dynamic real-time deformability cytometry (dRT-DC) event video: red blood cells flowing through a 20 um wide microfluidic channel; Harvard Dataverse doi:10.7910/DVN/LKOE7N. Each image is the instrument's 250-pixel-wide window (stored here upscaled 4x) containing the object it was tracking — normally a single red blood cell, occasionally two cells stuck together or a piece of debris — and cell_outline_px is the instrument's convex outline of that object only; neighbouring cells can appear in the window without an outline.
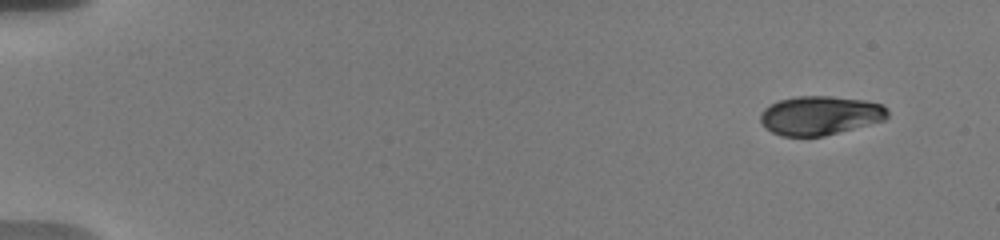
{"species": "human", "species_latin": "Homo sapiens", "temperature_condition": "warm", "stored_images_in_passage": 26, "camera_frame_rate_fps": 3000, "um_per_image_px": 0.085, "donor": {"sex": "male"}, "frame": {"image": 1, "passage_image": 1, "time_ms": 0.0, "image_size_px": [1000, 240], "cell_outline_px": [[888, 116], [884, 120], [824, 136], [780, 136], [764, 128], [760, 120], [760, 116], [764, 108], [780, 100], [796, 96], [832, 96], [864, 100], [884, 104], [888, 112]], "centroid_in_image_um": [69.7, 9.81], "position_along_channel_um": 15.3, "area_um2": 28.9}}
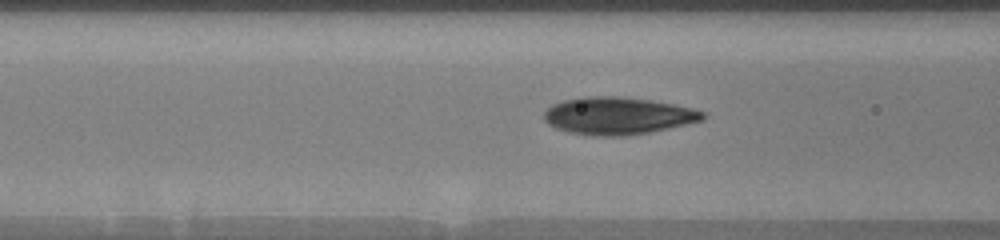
{"frame": {"image": 2, "passage_image": 15, "time_ms": 6.667, "image_size_px": [1000, 240], "cell_outline_px": [[704, 120], [668, 128], [628, 136], [596, 136], [568, 132], [556, 128], [548, 124], [544, 120], [544, 112], [552, 104], [564, 100], [580, 96], [620, 96], [652, 100], [676, 104], [692, 108], [704, 112]], "centroid_in_image_um": [52.5, 9.83], "position_along_channel_um": 114.1, "area_um2": 34.74}}
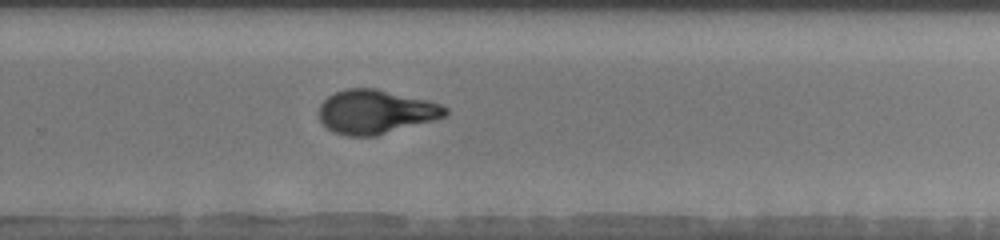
{"frame": {"image": 3, "passage_image": 26, "time_ms": 11.667, "image_size_px": [1000, 240], "cell_outline_px": [[448, 116], [376, 136], [348, 136], [332, 132], [320, 120], [320, 104], [328, 96], [344, 88], [376, 88], [428, 100], [440, 104], [448, 108]], "centroid_in_image_um": [31.95, 9.5], "position_along_channel_um": 297.9, "area_um2": 32.43}}